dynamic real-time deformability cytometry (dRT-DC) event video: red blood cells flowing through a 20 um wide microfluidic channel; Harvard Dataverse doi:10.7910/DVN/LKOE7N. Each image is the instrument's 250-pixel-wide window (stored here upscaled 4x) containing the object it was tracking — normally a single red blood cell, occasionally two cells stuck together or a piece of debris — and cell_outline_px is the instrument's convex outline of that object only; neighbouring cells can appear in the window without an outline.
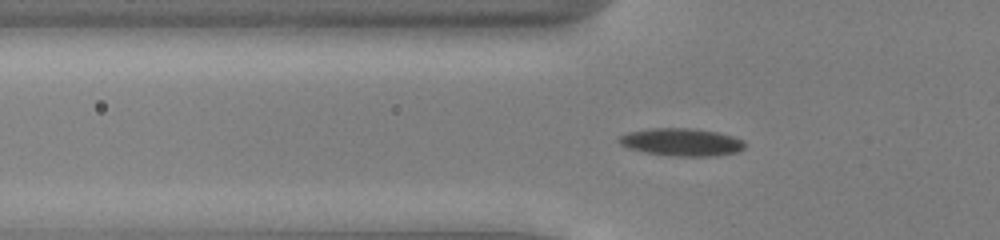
{"species": "common noctule bat (a hibernating species)", "species_latin": "Nyctalus noctula", "temperature_condition": "cold", "stored_images_in_passage": 54, "camera_frame_rate_fps": 3000, "um_per_image_px": 0.085, "animal": {"sex": "male", "body_mass_g": 13.0, "forearm_length_mm": 53.1}, "frame": {"image": 1, "passage_image": 19, "time_ms": 6.0, "image_size_px": [1000, 240], "cell_outline_px": [[744, 148], [736, 152], [716, 156], [676, 156], [644, 152], [628, 148], [620, 144], [616, 140], [616, 136], [628, 132], [648, 128], [696, 128], [716, 132], [732, 136], [744, 140]], "centroid_in_image_um": [57.88, 12.07], "position_along_channel_um": 67.9, "area_um2": 20.46}}
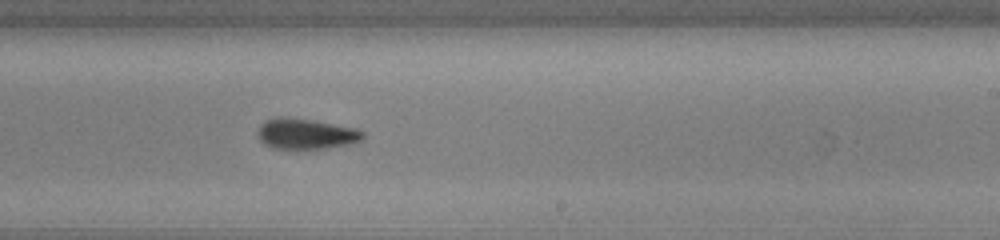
{"frame": {"image": 2, "passage_image": 34, "time_ms": 11.0, "image_size_px": [1000, 240], "cell_outline_px": [[364, 136], [360, 140], [352, 144], [324, 148], [272, 148], [264, 144], [256, 136], [256, 132], [260, 124], [264, 120], [280, 116], [308, 120], [356, 128], [364, 132]], "centroid_in_image_um": [25.95, 11.37], "position_along_channel_um": 263.1, "area_um2": 18.61}}
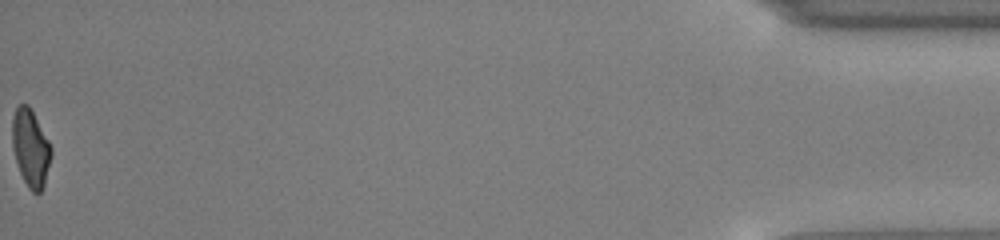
{"frame": {"image": 3, "passage_image": 54, "time_ms": 17.667, "image_size_px": [1000, 240], "cell_outline_px": [[52, 156], [44, 184], [40, 192], [32, 192], [28, 188], [20, 172], [12, 148], [12, 116], [16, 108], [20, 104], [28, 104], [48, 140], [52, 148]], "centroid_in_image_um": [2.59, 12.58], "position_along_channel_um": 432.6, "area_um2": 17.4}, "authors_computed_cell_mechanics": {"area_um2": 18.496, "velocity_mm_per_s": 3.9454, "shape_relaxation_time_tau1_ms": 4.5913, "shape_relaxation_time_tau2_ms": 5.1589, "deformation_change_tau1": 0.1541, "deformation_change_tau2": 0.1271}}